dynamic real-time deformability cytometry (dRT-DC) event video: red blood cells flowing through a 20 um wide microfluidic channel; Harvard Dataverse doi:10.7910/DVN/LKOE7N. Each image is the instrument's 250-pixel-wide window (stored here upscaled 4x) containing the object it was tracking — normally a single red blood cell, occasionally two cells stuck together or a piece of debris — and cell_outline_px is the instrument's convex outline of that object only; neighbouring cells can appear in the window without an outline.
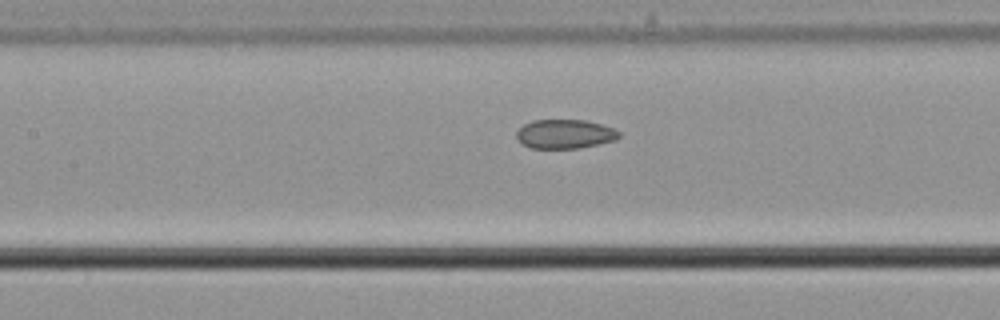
{"species": "common noctule bat (a hibernating species)", "species_latin": "Nyctalus noctula", "temperature_condition": "cold", "stored_images_in_passage": 8, "camera_frame_rate_fps": 3000, "um_per_image_px": 0.085, "animal": {"sex": "male", "body_mass_g": 21.5, "forearm_length_mm": 52.0}, "frame": {"image": 1, "passage_image": 8, "time_ms": 2.333, "image_size_px": [1000, 320], "cell_outline_px": [[620, 136], [616, 140], [580, 148], [528, 148], [516, 140], [516, 132], [524, 124], [532, 120], [584, 120], [600, 124], [612, 128], [620, 132]], "centroid_in_image_um": [47.98, 11.4], "position_along_channel_um": 159.4, "area_um2": 17.46}}